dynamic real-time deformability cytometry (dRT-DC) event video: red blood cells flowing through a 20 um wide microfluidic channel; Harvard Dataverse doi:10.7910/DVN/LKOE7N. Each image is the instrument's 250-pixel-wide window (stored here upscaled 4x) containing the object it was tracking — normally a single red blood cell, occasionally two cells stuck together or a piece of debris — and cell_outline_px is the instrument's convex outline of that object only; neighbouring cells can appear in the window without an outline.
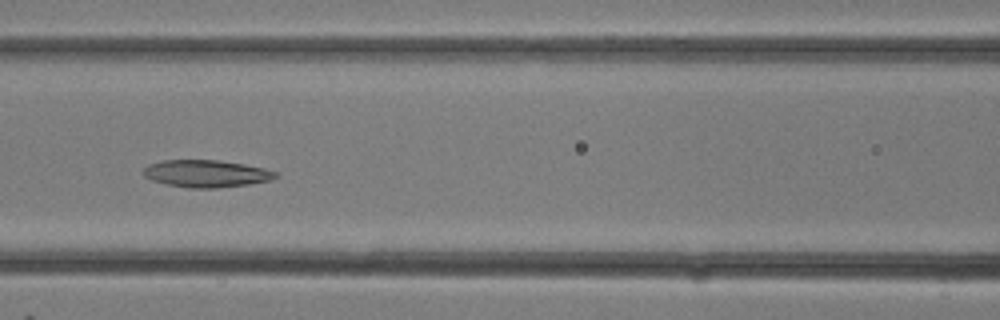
{"species": "common noctule bat (a hibernating species)", "species_latin": "Nyctalus noctula", "temperature_condition": "room temperature", "stored_images_in_passage": 19, "camera_frame_rate_fps": 3000, "um_per_image_px": 0.085, "animal": {"sex": "female"}, "frame": {"image": 1, "passage_image": 14, "time_ms": 4.333, "image_size_px": [1000, 320], "cell_outline_px": [[280, 176], [272, 180], [248, 184], [216, 188], [188, 188], [168, 184], [152, 180], [144, 176], [144, 168], [148, 164], [164, 160], [216, 160], [244, 164], [264, 168], [280, 172]], "centroid_in_image_um": [17.59, 14.75], "position_along_channel_um": 149.0, "area_um2": 21.04}}
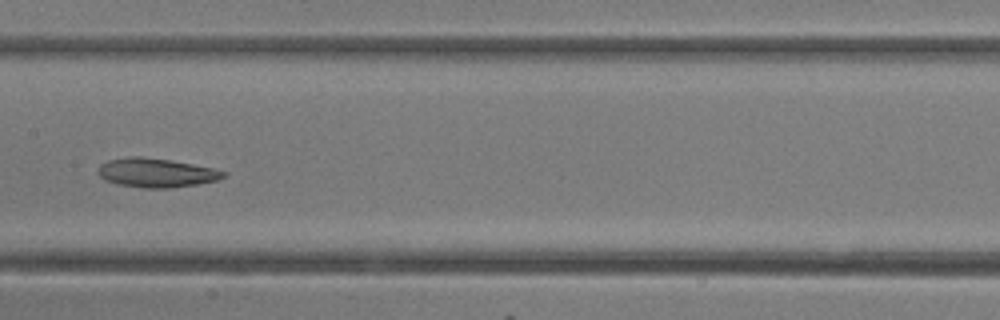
{"frame": {"image": 2, "passage_image": 16, "time_ms": 5.0, "image_size_px": [1000, 320], "cell_outline_px": [[228, 172], [224, 176], [216, 180], [196, 184], [172, 188], [144, 188], [116, 184], [104, 180], [96, 172], [100, 164], [108, 160], [128, 156], [140, 156], [168, 160], [192, 164], [212, 168]], "centroid_in_image_um": [13.22, 14.68], "position_along_channel_um": 194.2, "area_um2": 21.21}}
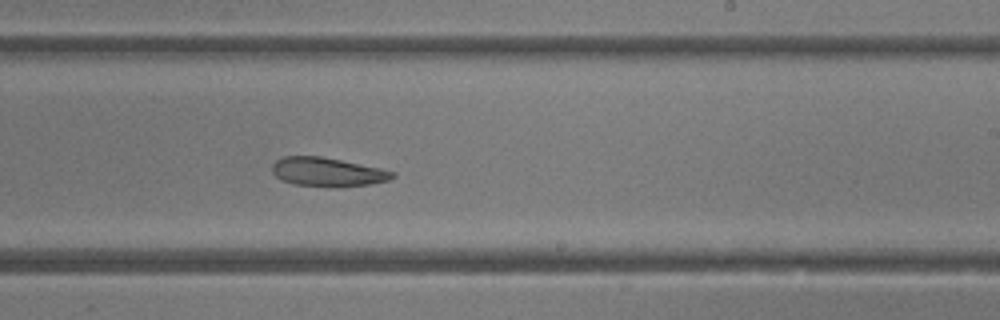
{"frame": {"image": 3, "passage_image": 19, "time_ms": 6.0, "image_size_px": [1000, 320], "cell_outline_px": [[396, 176], [388, 180], [368, 184], [340, 188], [332, 188], [292, 184], [276, 176], [272, 172], [272, 164], [276, 160], [284, 156], [320, 156], [380, 168], [396, 172]], "centroid_in_image_um": [27.84, 14.63], "position_along_channel_um": 261.2, "area_um2": 20.4}}